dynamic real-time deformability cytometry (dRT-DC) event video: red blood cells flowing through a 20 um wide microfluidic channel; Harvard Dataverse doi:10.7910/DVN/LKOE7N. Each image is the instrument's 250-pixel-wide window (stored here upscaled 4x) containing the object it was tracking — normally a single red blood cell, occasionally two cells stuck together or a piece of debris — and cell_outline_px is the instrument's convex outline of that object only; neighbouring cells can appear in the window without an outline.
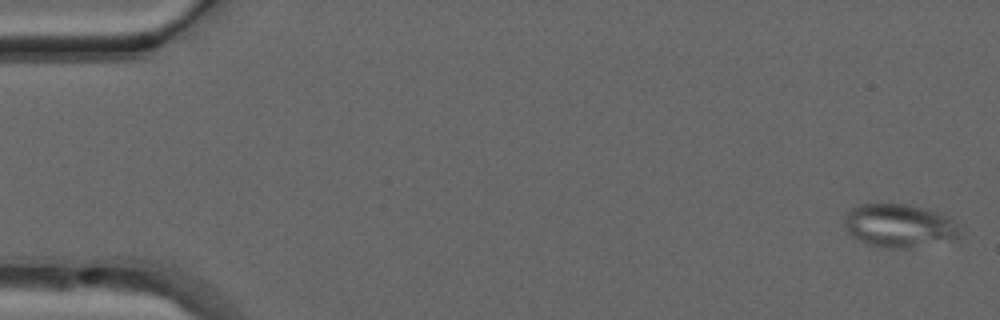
{"species": "common noctule bat (a hibernating species)", "species_latin": "Nyctalus noctula", "temperature_condition": "warm", "stored_images_in_passage": 31, "camera_frame_rate_fps": 3000, "um_per_image_px": 0.085, "animal": {"sex": "male", "forearm_length_mm": 52.5}, "frame": {"image": 1, "passage_image": 1, "time_ms": 0.0, "image_size_px": [1000, 320], "cell_outline_px": [[960, 236], [956, 240], [908, 248], [880, 248], [868, 244], [852, 236], [848, 232], [844, 224], [844, 220], [848, 212], [852, 208], [860, 204], [908, 204], [928, 208], [940, 212], [948, 216], [956, 224], [960, 232]], "centroid_in_image_um": [76.47, 19.19], "position_along_channel_um": 8.5, "area_um2": 29.48}}
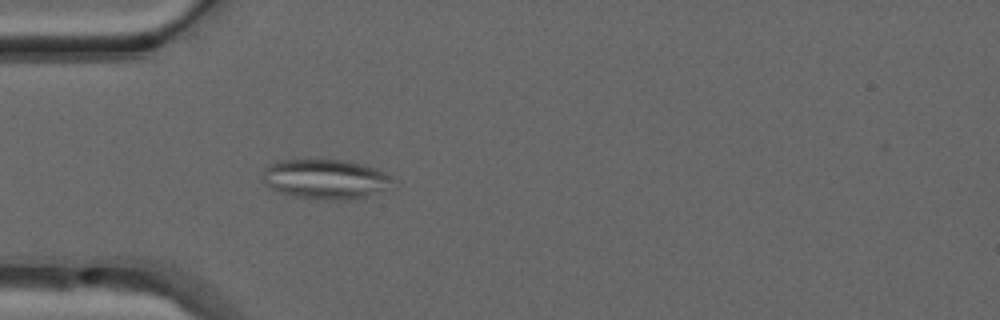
{"frame": {"image": 2, "passage_image": 15, "time_ms": 4.667, "image_size_px": [1000, 320], "cell_outline_px": [[392, 176], [384, 188], [368, 196], [348, 200], [320, 200], [296, 196], [280, 192], [264, 184], [264, 168], [268, 164], [276, 160], [344, 160], [376, 168]], "centroid_in_image_um": [27.6, 15.22], "position_along_channel_um": 57.4, "area_um2": 29.71}}
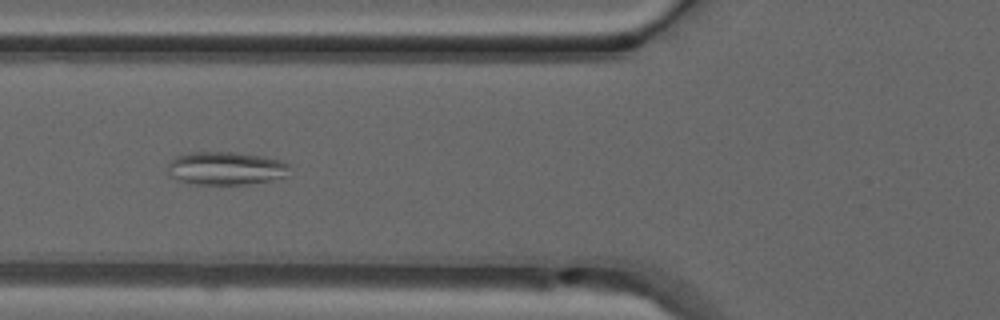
{"frame": {"image": 3, "passage_image": 19, "time_ms": 6.0, "image_size_px": [1000, 320], "cell_outline_px": [[288, 168], [284, 176], [268, 180], [248, 184], [188, 184], [176, 180], [168, 176], [168, 164], [172, 156], [188, 152], [236, 152], [264, 156], [284, 160], [288, 164]], "centroid_in_image_um": [19.1, 14.29], "position_along_channel_um": 106.7, "area_um2": 23.87}}